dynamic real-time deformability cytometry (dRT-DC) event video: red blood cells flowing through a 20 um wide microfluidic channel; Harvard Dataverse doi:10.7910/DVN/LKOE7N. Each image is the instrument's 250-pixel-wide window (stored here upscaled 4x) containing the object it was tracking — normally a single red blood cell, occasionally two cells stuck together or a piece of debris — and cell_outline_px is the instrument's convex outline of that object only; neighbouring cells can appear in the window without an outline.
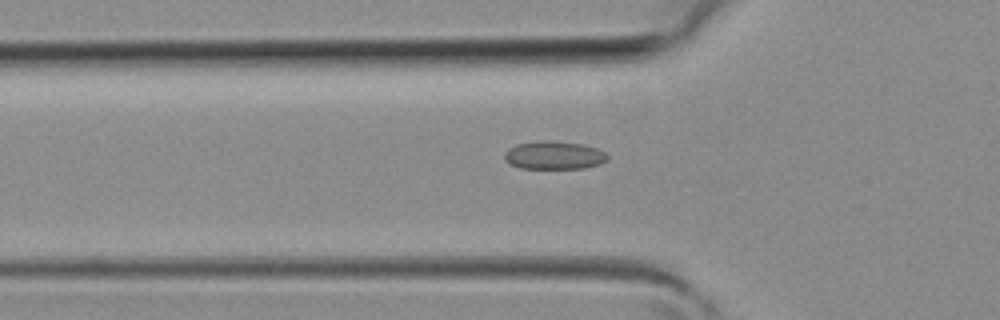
{"species": "common noctule bat (a hibernating species)", "species_latin": "Nyctalus noctula", "temperature_condition": "room temperature", "stored_images_in_passage": 39, "camera_frame_rate_fps": 3000, "um_per_image_px": 0.085, "animal": {"sex": "female", "body_mass_g": 19.3, "forearm_length_mm": 54.1}, "frame": {"image": 1, "passage_image": 13, "time_ms": 4.0, "image_size_px": [1000, 320], "cell_outline_px": [[608, 160], [600, 164], [584, 168], [520, 168], [508, 164], [504, 160], [504, 152], [508, 148], [516, 144], [540, 140], [552, 140], [584, 144], [596, 148], [604, 152], [608, 156]], "centroid_in_image_um": [47.06, 13.19], "position_along_channel_um": 78.7, "area_um2": 17.17}}
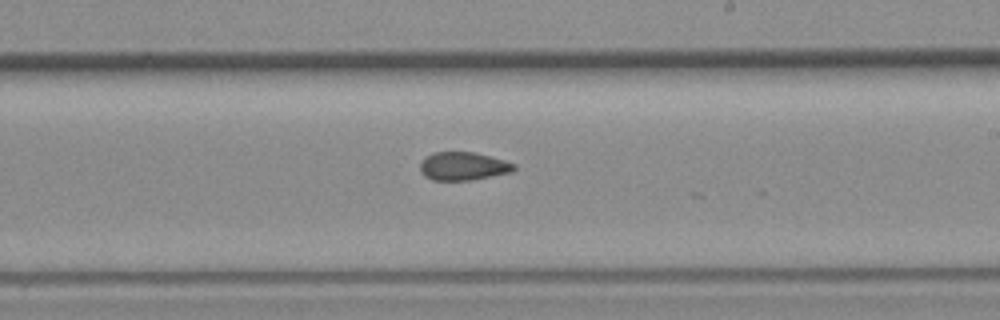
{"frame": {"image": 2, "passage_image": 23, "time_ms": 7.333, "image_size_px": [1000, 320], "cell_outline_px": [[516, 168], [512, 172], [468, 180], [432, 180], [424, 176], [420, 172], [420, 160], [424, 156], [432, 152], [476, 152], [504, 160], [516, 164]], "centroid_in_image_um": [39.33, 14.11], "position_along_channel_um": 249.7, "area_um2": 15.61}}
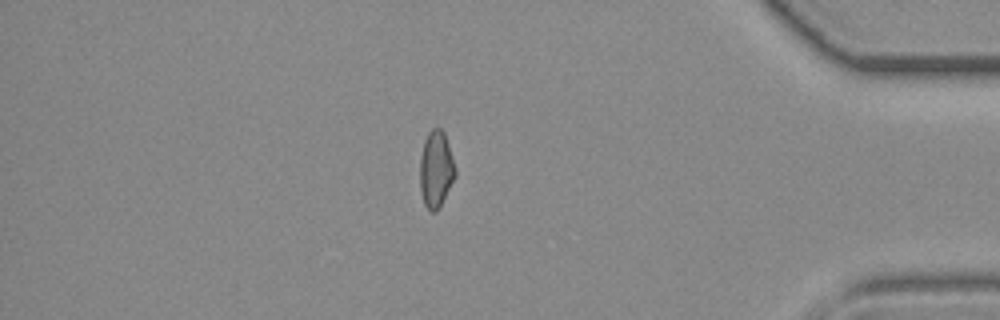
{"frame": {"image": 3, "passage_image": 34, "time_ms": 11.0, "image_size_px": [1000, 320], "cell_outline_px": [[456, 176], [440, 208], [436, 212], [432, 212], [424, 204], [420, 188], [420, 156], [424, 140], [428, 132], [432, 128], [440, 128], [444, 132], [448, 144], [456, 172]], "centroid_in_image_um": [37.05, 14.4], "position_along_channel_um": 398.1, "area_um2": 15.84}}